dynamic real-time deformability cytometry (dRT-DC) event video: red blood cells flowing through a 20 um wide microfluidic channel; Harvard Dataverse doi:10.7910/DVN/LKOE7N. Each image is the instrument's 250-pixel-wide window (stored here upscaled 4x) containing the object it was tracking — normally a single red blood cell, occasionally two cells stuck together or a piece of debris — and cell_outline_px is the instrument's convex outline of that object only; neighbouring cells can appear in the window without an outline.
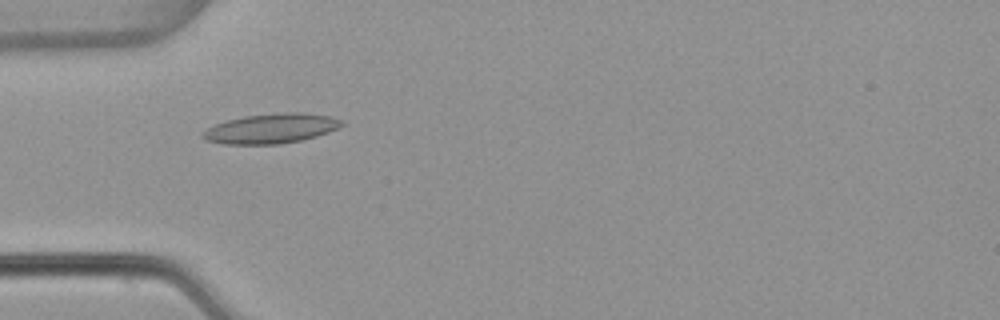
{"species": "common noctule bat (a hibernating species)", "species_latin": "Nyctalus noctula", "temperature_condition": "warm", "stored_images_in_passage": 54, "camera_frame_rate_fps": 3000, "um_per_image_px": 0.085, "animal": {"sex": "female", "body_mass_g": 22.7, "forearm_length_mm": 54.2}, "frame": {"image": 1, "passage_image": 17, "time_ms": 5.333, "image_size_px": [1000, 320], "cell_outline_px": [[344, 124], [328, 132], [304, 140], [280, 144], [224, 144], [204, 140], [200, 136], [200, 132], [216, 124], [228, 120], [244, 116], [284, 112], [304, 112], [332, 116], [344, 120]], "centroid_in_image_um": [23.05, 10.92], "position_along_channel_um": 61.9, "area_um2": 24.33}}
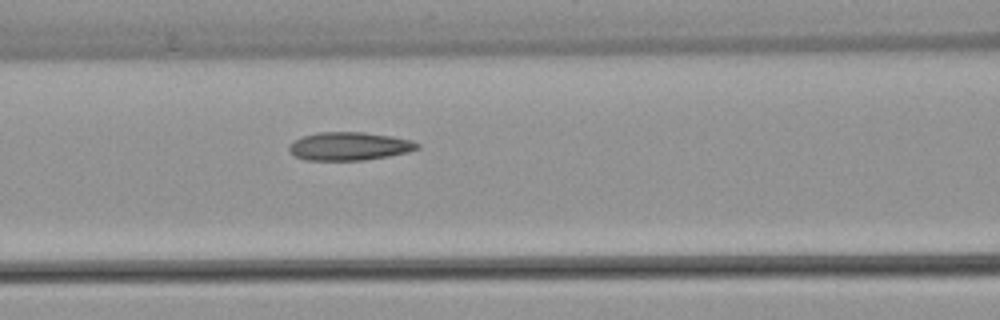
{"frame": {"image": 2, "passage_image": 23, "time_ms": 7.333, "image_size_px": [1000, 320], "cell_outline_px": [[420, 148], [408, 152], [388, 156], [364, 160], [304, 160], [296, 156], [288, 148], [288, 144], [304, 136], [320, 132], [364, 132], [392, 136], [412, 140], [420, 144]], "centroid_in_image_um": [29.73, 12.43], "position_along_channel_um": 136.9, "area_um2": 21.04}}
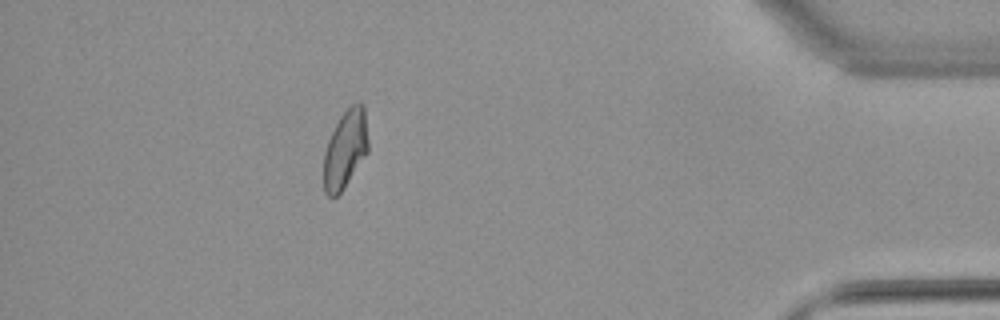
{"frame": {"image": 3, "passage_image": 48, "time_ms": 15.667, "image_size_px": [1000, 320], "cell_outline_px": [[368, 152], [340, 192], [336, 196], [328, 196], [324, 192], [324, 152], [328, 140], [340, 116], [352, 104], [360, 100], [364, 104], [368, 140]], "centroid_in_image_um": [29.36, 12.64], "position_along_channel_um": 405.8, "area_um2": 20.11}, "authors_computed_cell_mechanics": {"area_um2": 21.2415, "velocity_mm_per_s": 3.8247, "shape_relaxation_time_tau1_ms": null, "shape_relaxation_time_tau2_ms": 2.8047, "deformation_change_tau1": null, "deformation_change_tau2": 0.0837}}